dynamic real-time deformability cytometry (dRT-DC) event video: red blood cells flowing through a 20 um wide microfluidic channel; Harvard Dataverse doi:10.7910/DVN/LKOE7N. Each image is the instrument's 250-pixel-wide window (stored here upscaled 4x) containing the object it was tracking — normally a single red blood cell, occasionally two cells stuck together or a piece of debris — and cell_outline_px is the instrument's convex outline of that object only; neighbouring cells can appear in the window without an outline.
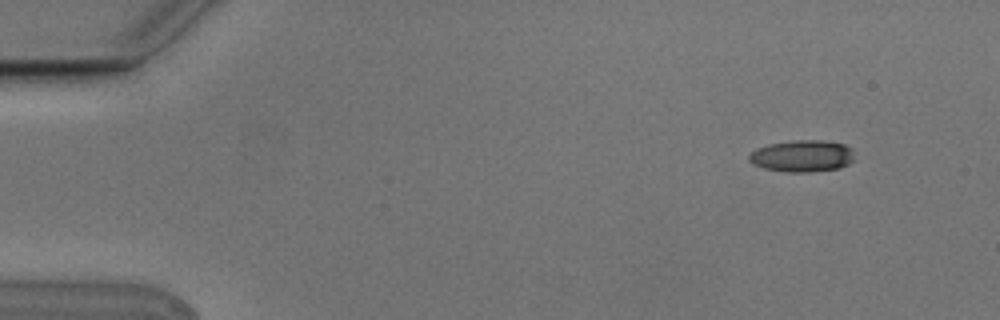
{"species": "Egyptian fruit bat (a non-hibernating species)", "species_latin": "Rousettus aegyptiacus", "temperature_condition": "cold", "stored_images_in_passage": 5, "camera_frame_rate_fps": 3000, "um_per_image_px": 0.085, "animal": {"sex": "male"}, "frame": {"image": 1, "passage_image": 2, "time_ms": 0.333, "image_size_px": [1000, 320], "cell_outline_px": [[856, 160], [840, 168], [808, 172], [788, 172], [764, 168], [752, 164], [748, 160], [748, 156], [756, 148], [768, 144], [792, 140], [824, 140], [844, 144], [852, 148]], "centroid_in_image_um": [68.21, 13.25], "position_along_channel_um": 16.8, "area_um2": 19.83}}